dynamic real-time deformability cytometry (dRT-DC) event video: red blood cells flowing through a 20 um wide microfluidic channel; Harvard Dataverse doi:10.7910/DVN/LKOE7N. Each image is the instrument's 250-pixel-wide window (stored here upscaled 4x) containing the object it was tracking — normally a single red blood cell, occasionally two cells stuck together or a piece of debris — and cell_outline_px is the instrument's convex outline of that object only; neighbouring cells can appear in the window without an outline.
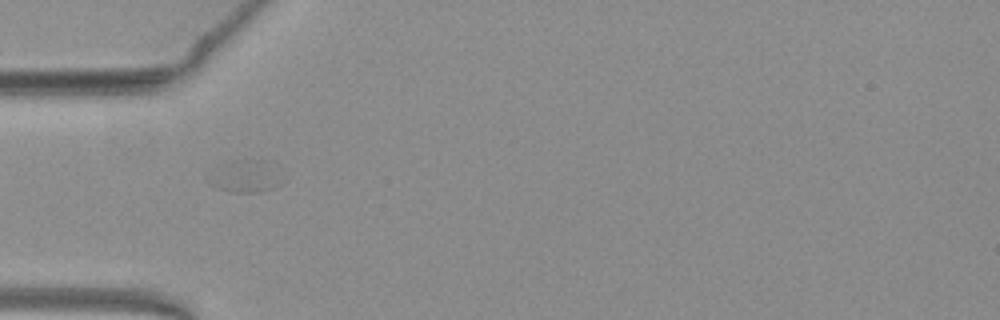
{"species": "common noctule bat (a hibernating species)", "species_latin": "Nyctalus noctula", "temperature_condition": "warm", "stored_images_in_passage": 25, "camera_frame_rate_fps": 3000, "um_per_image_px": 0.085, "animal": {"sex": "female", "body_mass_g": 19.3, "forearm_length_mm": 54.1}, "frame": {"image": 1, "passage_image": 1, "time_ms": 0.0, "image_size_px": [1000, 320], "cell_outline_px": [[288, 180], [272, 188], [256, 192], [232, 192], [216, 188], [208, 184], [232, 160], [264, 160]], "centroid_in_image_um": [21.05, 15.03], "position_along_channel_um": 64.0, "area_um2": 12.95}}
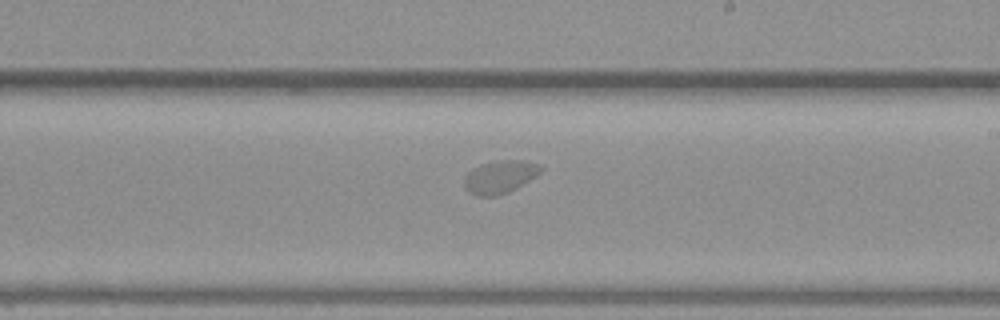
{"frame": {"image": 2, "passage_image": 15, "time_ms": 4.667, "image_size_px": [1000, 320], "cell_outline_px": [[544, 168], [536, 176], [516, 188], [508, 192], [496, 196], [476, 196], [468, 192], [464, 188], [464, 176], [472, 168], [480, 164], [496, 160], [520, 160], [540, 164]], "centroid_in_image_um": [42.46, 15.03], "position_along_channel_um": 246.5, "area_um2": 14.85}}
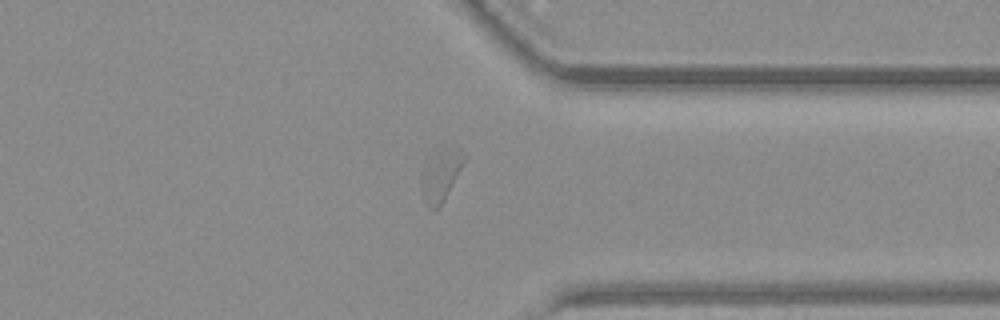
{"frame": {"image": 3, "passage_image": 25, "time_ms": 8.0, "image_size_px": [1000, 320], "cell_outline_px": [[468, 156], [444, 200], [432, 212], [428, 208], [420, 184], [420, 172], [424, 160], [432, 148], [456, 144]], "centroid_in_image_um": [37.45, 14.72], "position_along_channel_um": 374.0, "area_um2": 14.1}, "authors_computed_cell_mechanics": {"area_um2": 14.3922, "velocity_mm_per_s": 3.9189, "shape_relaxation_time_tau1_ms": null, "shape_relaxation_time_tau2_ms": 3.5367, "deformation_change_tau1": null, "deformation_change_tau2": 0.045}}